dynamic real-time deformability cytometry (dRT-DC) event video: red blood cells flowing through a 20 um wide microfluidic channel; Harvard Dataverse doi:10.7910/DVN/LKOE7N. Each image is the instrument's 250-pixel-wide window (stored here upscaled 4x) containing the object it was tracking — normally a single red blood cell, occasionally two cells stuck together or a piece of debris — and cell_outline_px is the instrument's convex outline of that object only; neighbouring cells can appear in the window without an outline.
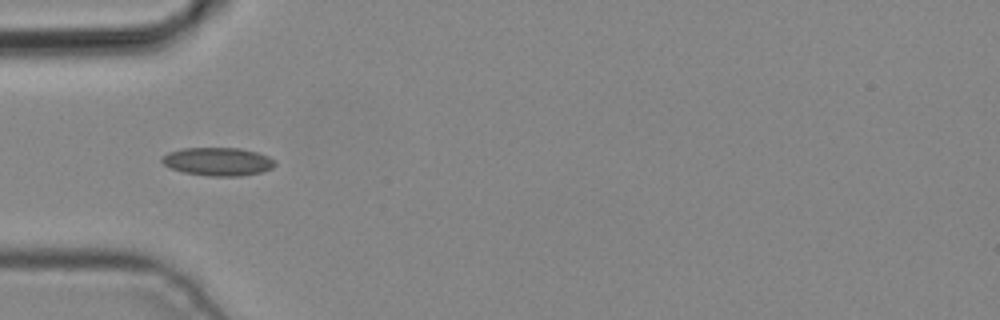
{"species": "common noctule bat (a hibernating species)", "species_latin": "Nyctalus noctula", "temperature_condition": "cold", "stored_images_in_passage": 1, "camera_frame_rate_fps": 3000, "um_per_image_px": 0.085, "animal": {"sex": "male", "body_mass_g": 19.2, "forearm_length_mm": 51.8}, "frame": {"image": 1, "passage_image": 1, "time_ms": 0.0, "image_size_px": [1000, 320], "cell_outline_px": [[276, 164], [272, 168], [260, 172], [240, 176], [208, 176], [184, 172], [172, 168], [164, 164], [160, 160], [160, 156], [168, 152], [180, 148], [240, 148], [256, 152], [268, 156], [276, 160]], "centroid_in_image_um": [18.51, 13.72], "position_along_channel_um": 66.5, "area_um2": 18.67}}